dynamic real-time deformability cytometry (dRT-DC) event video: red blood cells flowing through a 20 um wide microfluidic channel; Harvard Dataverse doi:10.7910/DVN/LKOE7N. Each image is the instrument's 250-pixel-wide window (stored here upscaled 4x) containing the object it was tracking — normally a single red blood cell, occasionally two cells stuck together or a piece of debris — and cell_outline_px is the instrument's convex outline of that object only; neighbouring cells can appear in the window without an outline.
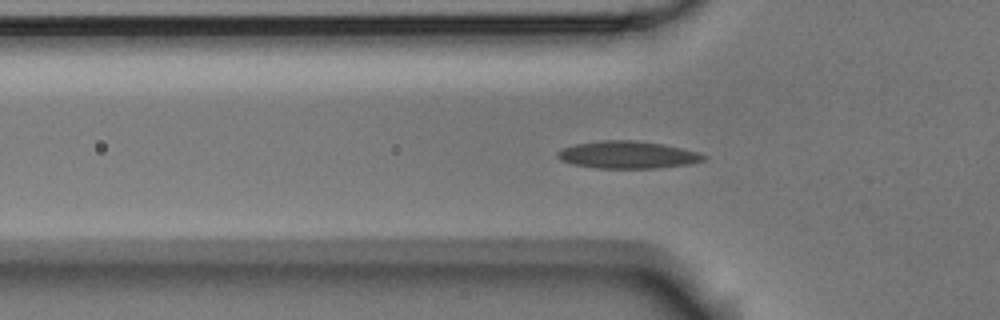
{"species": "Egyptian fruit bat (a non-hibernating species)", "species_latin": "Rousettus aegyptiacus", "temperature_condition": "room temperature", "stored_images_in_passage": 46, "camera_frame_rate_fps": 3000, "um_per_image_px": 0.085, "animal": {"sex": "male"}, "frame": {"image": 1, "passage_image": 16, "time_ms": 5.0, "image_size_px": [1000, 320], "cell_outline_px": [[708, 156], [704, 160], [688, 164], [656, 168], [596, 168], [572, 164], [560, 160], [556, 156], [556, 152], [564, 148], [576, 144], [600, 140], [636, 140], [660, 144], [680, 148], [696, 152]], "centroid_in_image_um": [53.3, 13.16], "position_along_channel_um": 72.5, "area_um2": 23.12}}
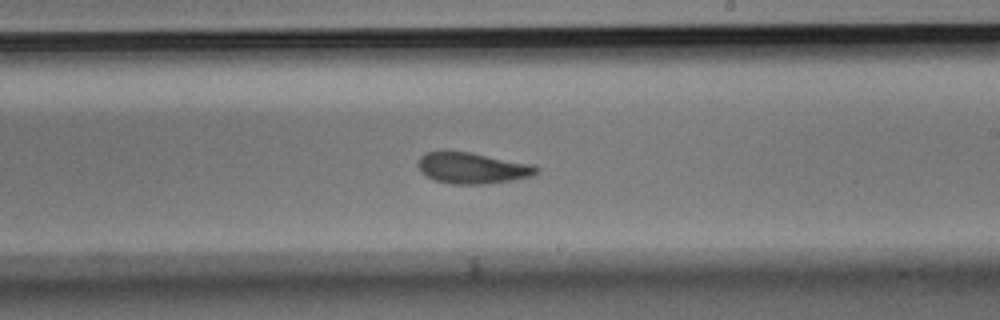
{"frame": {"image": 2, "passage_image": 30, "time_ms": 9.667, "image_size_px": [1000, 320], "cell_outline_px": [[540, 172], [532, 176], [512, 180], [488, 184], [452, 184], [436, 180], [428, 176], [416, 164], [420, 156], [424, 152], [444, 148], [472, 152], [536, 164], [540, 168]], "centroid_in_image_um": [40.18, 14.23], "position_along_channel_um": 248.8, "area_um2": 22.31}}
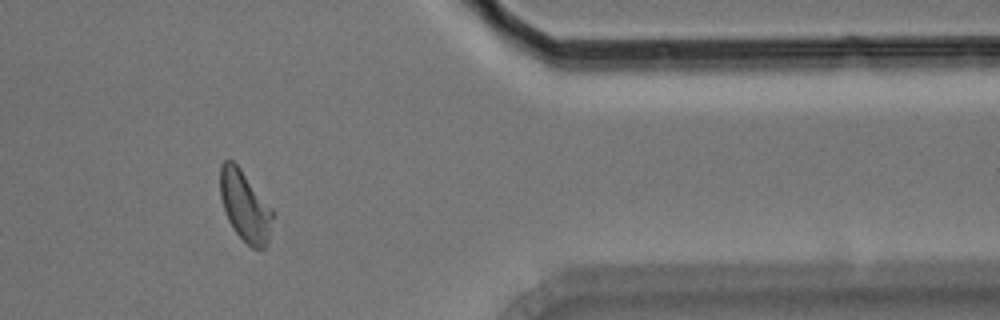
{"frame": {"image": 3, "passage_image": 43, "time_ms": 14.0, "image_size_px": [1000, 320], "cell_outline_px": [[272, 216], [268, 244], [264, 248], [252, 248], [236, 232], [228, 220], [220, 196], [220, 164], [224, 160], [232, 160], [240, 168], [272, 208]], "centroid_in_image_um": [20.81, 17.5], "position_along_channel_um": 390.6, "area_um2": 21.21}, "authors_computed_cell_mechanics": {"area_um2": 21.5883, "velocity_mm_per_s": 3.7629, "shape_relaxation_time_tau1_ms": 5.6185, "shape_relaxation_time_tau2_ms": 2.4068, "deformation_change_tau1": 0.1521, "deformation_change_tau2": 0.0767}}